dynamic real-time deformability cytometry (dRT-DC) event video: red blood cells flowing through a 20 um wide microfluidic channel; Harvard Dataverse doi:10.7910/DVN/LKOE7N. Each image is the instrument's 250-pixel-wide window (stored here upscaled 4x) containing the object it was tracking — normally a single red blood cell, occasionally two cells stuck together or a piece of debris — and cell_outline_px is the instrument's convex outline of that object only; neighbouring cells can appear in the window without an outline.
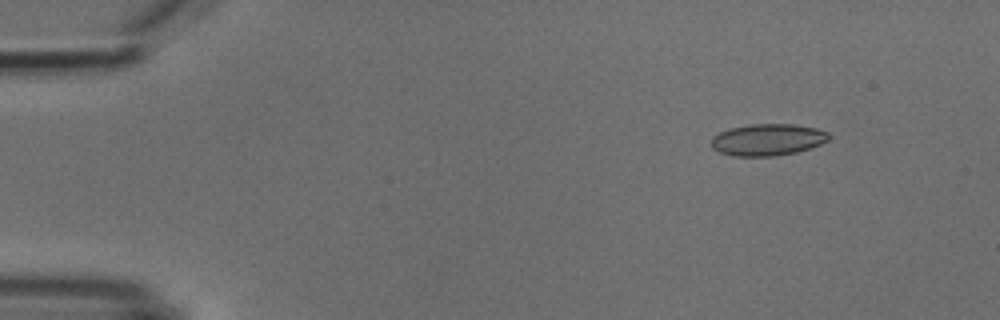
{"species": "common noctule bat (a hibernating species)", "species_latin": "Nyctalus noctula", "temperature_condition": "cold", "stored_images_in_passage": 7, "camera_frame_rate_fps": 3000, "um_per_image_px": 0.085, "animal": {"sex": "male", "body_mass_g": 18.8}, "frame": {"image": 1, "passage_image": 1, "time_ms": 0.0, "image_size_px": [1000, 320], "cell_outline_px": [[828, 140], [820, 144], [796, 152], [776, 156], [736, 156], [720, 152], [712, 148], [712, 136], [728, 128], [752, 124], [792, 124], [816, 128], [828, 132]], "centroid_in_image_um": [65.23, 11.87], "position_along_channel_um": 19.8, "area_um2": 21.62}}
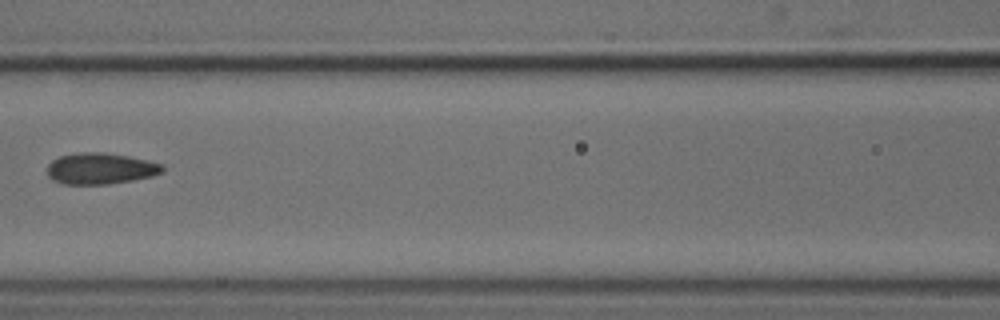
{"frame": {"image": 2, "passage_image": 6, "time_ms": 6.0, "image_size_px": [1000, 320], "cell_outline_px": [[164, 172], [152, 176], [132, 180], [108, 184], [64, 184], [52, 180], [48, 176], [48, 164], [52, 160], [60, 156], [80, 152], [104, 152], [128, 156], [164, 164]], "centroid_in_image_um": [8.55, 14.32], "position_along_channel_um": 158.1, "area_um2": 21.04}}
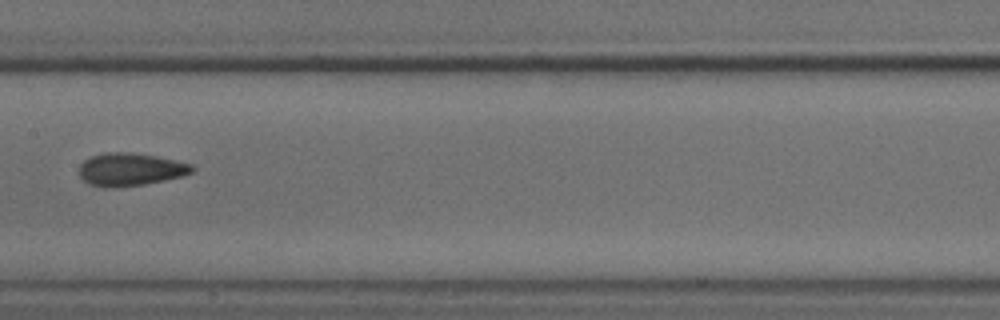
{"frame": {"image": 3, "passage_image": 7, "time_ms": 7.0, "image_size_px": [1000, 320], "cell_outline_px": [[196, 168], [192, 172], [184, 176], [144, 184], [108, 188], [104, 188], [92, 184], [84, 180], [80, 176], [80, 164], [84, 160], [92, 156], [104, 152], [128, 152], [156, 156], [192, 164]], "centroid_in_image_um": [11.1, 14.39], "position_along_channel_um": 196.3, "area_um2": 21.5}}